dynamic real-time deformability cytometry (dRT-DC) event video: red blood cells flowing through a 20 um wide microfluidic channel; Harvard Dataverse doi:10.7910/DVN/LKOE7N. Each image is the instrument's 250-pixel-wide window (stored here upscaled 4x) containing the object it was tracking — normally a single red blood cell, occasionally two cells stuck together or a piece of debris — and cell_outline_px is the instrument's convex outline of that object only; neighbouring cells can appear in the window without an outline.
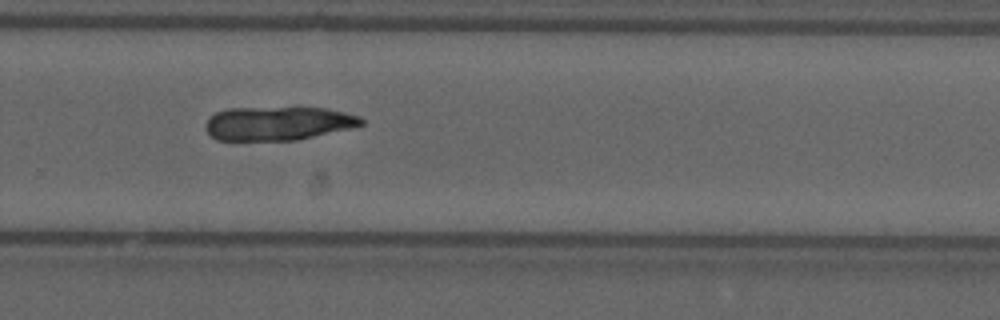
{"species": "common noctule bat (a hibernating species)", "species_latin": "Nyctalus noctula", "temperature_condition": "cold", "stored_images_in_passage": 38, "camera_frame_rate_fps": 3000, "um_per_image_px": 0.085, "animal": {"sex": "male", "forearm_length_mm": 52.5}, "frame": {"image": 1, "passage_image": 23, "time_ms": 7.333, "image_size_px": [1000, 320], "cell_outline_px": [[364, 124], [348, 128], [296, 140], [216, 140], [204, 128], [208, 120], [216, 112], [228, 108], [324, 108], [344, 112], [360, 116], [364, 120]], "centroid_in_image_um": [23.61, 10.48], "position_along_channel_um": 306.2, "area_um2": 30.23}}